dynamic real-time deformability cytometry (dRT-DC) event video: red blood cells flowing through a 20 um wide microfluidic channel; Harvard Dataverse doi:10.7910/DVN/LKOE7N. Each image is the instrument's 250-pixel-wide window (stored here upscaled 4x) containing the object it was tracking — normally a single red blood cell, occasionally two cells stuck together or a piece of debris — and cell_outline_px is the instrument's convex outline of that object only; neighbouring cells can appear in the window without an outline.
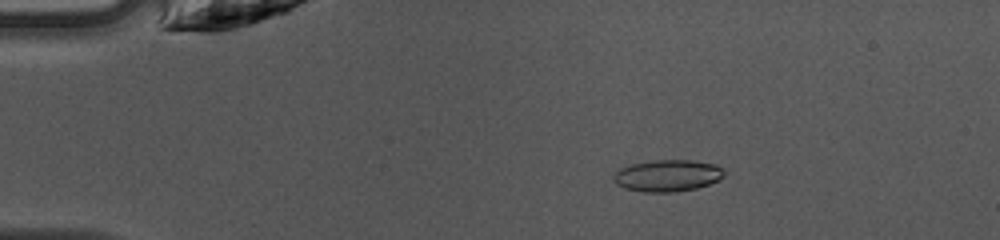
{"species": "common noctule bat (a hibernating species)", "species_latin": "Nyctalus noctula", "temperature_condition": "warm", "stored_images_in_passage": 45, "camera_frame_rate_fps": 3000, "um_per_image_px": 0.085, "animal": {"sex": "female", "body_mass_g": 10.0, "forearm_length_mm": 53.1}, "frame": {"image": 1, "passage_image": 6, "time_ms": 1.667, "image_size_px": [1000, 240], "cell_outline_px": [[724, 176], [720, 180], [696, 188], [676, 192], [644, 192], [624, 188], [616, 184], [612, 180], [612, 176], [620, 168], [632, 164], [656, 160], [692, 160], [716, 164], [724, 168]], "centroid_in_image_um": [56.75, 14.93], "position_along_channel_um": 28.2, "area_um2": 20.63}}
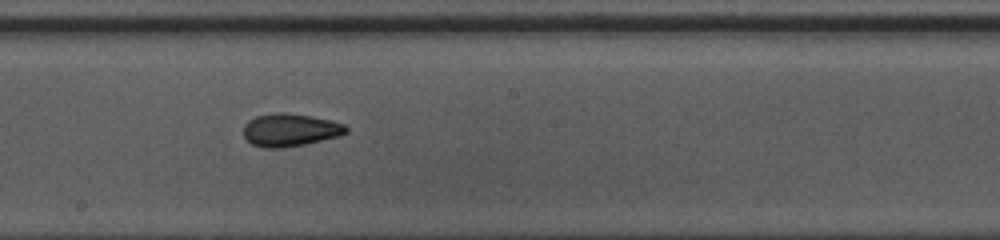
{"frame": {"image": 2, "passage_image": 24, "time_ms": 7.667, "image_size_px": [1000, 240], "cell_outline_px": [[348, 132], [340, 136], [304, 144], [280, 148], [264, 148], [252, 144], [244, 136], [244, 124], [248, 120], [256, 116], [276, 112], [284, 112], [312, 116], [332, 120], [344, 124], [348, 128]], "centroid_in_image_um": [24.67, 11.04], "position_along_channel_um": 223.5, "area_um2": 19.71}}
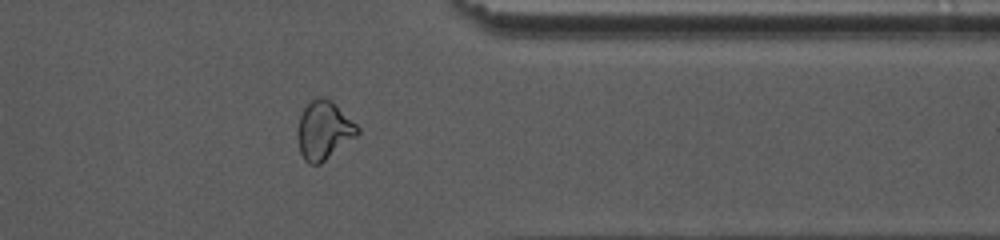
{"frame": {"image": 3, "passage_image": 36, "time_ms": 11.667, "image_size_px": [1000, 240], "cell_outline_px": [[360, 132], [356, 136], [320, 164], [308, 164], [304, 160], [300, 152], [296, 136], [296, 132], [300, 112], [312, 100], [328, 100], [356, 124], [360, 128]], "centroid_in_image_um": [27.47, 11.14], "position_along_channel_um": 383.9, "area_um2": 19.88}, "authors_computed_cell_mechanics": {"area_um2": 19.652, "velocity_mm_per_s": 4.1774, "shape_relaxation_time_tau1_ms": 4.0452, "shape_relaxation_time_tau2_ms": 2.3775, "deformation_change_tau1": 0.1216, "deformation_change_tau2": 0.0785}}